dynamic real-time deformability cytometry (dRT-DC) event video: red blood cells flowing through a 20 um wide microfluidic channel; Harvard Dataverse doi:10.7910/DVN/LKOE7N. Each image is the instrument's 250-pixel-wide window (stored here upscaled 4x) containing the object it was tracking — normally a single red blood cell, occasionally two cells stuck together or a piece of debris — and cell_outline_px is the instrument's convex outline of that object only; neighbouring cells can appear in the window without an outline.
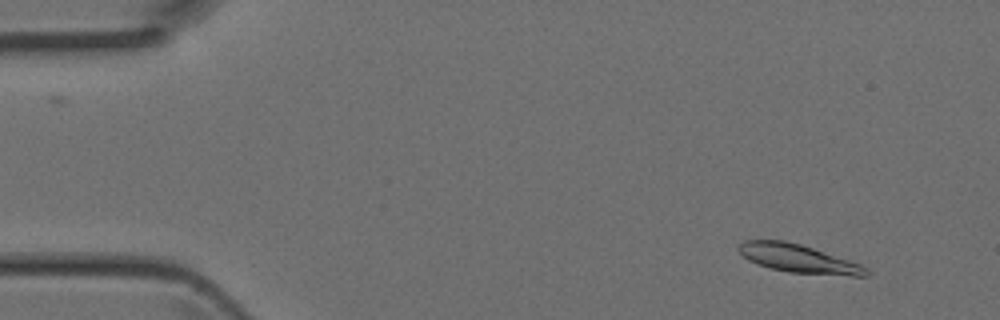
{"species": "Egyptian fruit bat (a non-hibernating species)", "species_latin": "Rousettus aegyptiacus", "temperature_condition": "room temperature", "stored_images_in_passage": 5, "camera_frame_rate_fps": 3000, "um_per_image_px": 0.085, "animal": {"sex": "female"}, "frame": {"image": 1, "passage_image": 1, "time_ms": 0.0, "image_size_px": [1000, 320], "cell_outline_px": [[872, 272], [868, 276], [852, 276], [788, 272], [756, 264], [748, 260], [736, 248], [744, 240], [784, 240], [800, 244], [860, 264], [868, 268]], "centroid_in_image_um": [67.87, 21.99], "position_along_channel_um": 17.1, "area_um2": 20.92}}
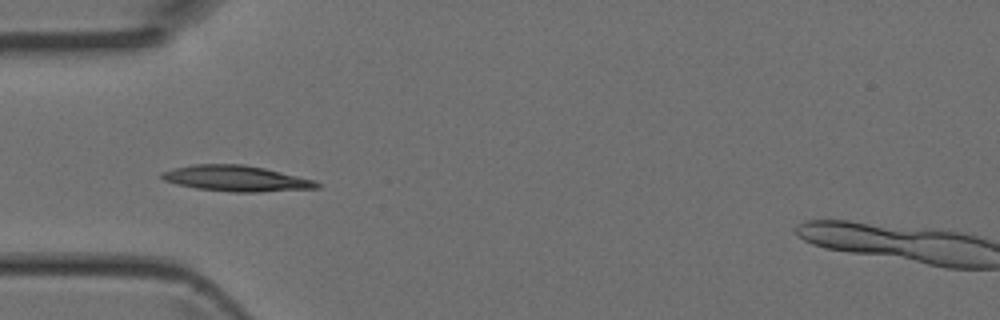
{"frame": {"image": 2, "passage_image": 4, "time_ms": 1.0, "image_size_px": [1000, 320], "cell_outline_px": [[320, 188], [260, 192], [232, 192], [196, 188], [176, 184], [164, 180], [160, 176], [160, 172], [172, 168], [192, 164], [244, 164], [264, 168], [316, 180], [320, 184]], "centroid_in_image_um": [20.07, 15.16], "position_along_channel_um": 64.9, "area_um2": 23.47}}
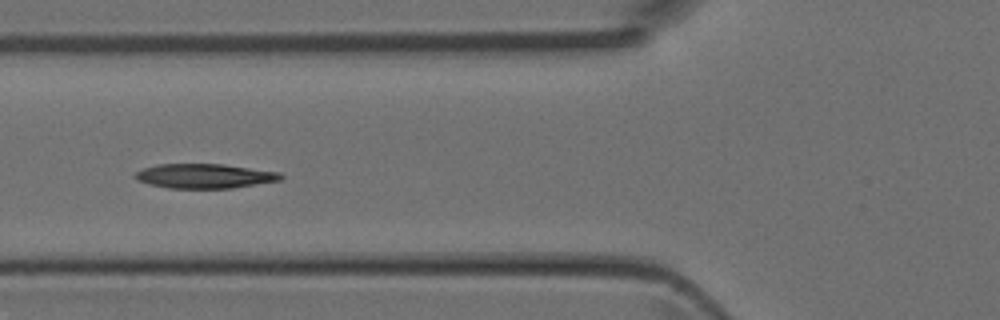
{"frame": {"image": 3, "passage_image": 5, "time_ms": 1.333, "image_size_px": [1000, 320], "cell_outline_px": [[284, 176], [280, 180], [232, 188], [168, 188], [148, 184], [136, 180], [132, 176], [136, 172], [144, 168], [156, 164], [224, 164], [280, 172]], "centroid_in_image_um": [17.36, 14.96], "position_along_channel_um": 108.4, "area_um2": 20.87}}